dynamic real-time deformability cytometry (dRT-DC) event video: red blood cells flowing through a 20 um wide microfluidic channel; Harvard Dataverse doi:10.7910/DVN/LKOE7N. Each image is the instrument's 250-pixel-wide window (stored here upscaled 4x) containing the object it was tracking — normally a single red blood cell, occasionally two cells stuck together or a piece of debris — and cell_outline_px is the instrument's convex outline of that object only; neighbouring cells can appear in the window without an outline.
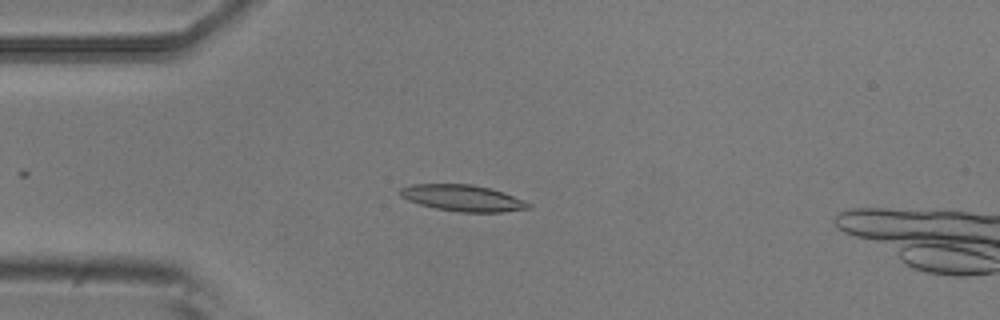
{"species": "common noctule bat (a hibernating species)", "species_latin": "Nyctalus noctula", "temperature_condition": "room temperature", "stored_images_in_passage": 4, "camera_frame_rate_fps": 3000, "um_per_image_px": 0.085, "animal": {"sex": "male", "body_mass_g": 20.5, "forearm_length_mm": 52.5}, "frame": {"image": 1, "passage_image": 4, "time_ms": 1.0, "image_size_px": [1000, 320], "cell_outline_px": [[532, 208], [504, 212], [460, 212], [436, 208], [420, 204], [408, 200], [400, 196], [396, 192], [400, 188], [412, 184], [472, 184], [504, 192], [524, 200], [532, 204]], "centroid_in_image_um": [39.33, 16.83], "position_along_channel_um": 45.7, "area_um2": 19.83}}